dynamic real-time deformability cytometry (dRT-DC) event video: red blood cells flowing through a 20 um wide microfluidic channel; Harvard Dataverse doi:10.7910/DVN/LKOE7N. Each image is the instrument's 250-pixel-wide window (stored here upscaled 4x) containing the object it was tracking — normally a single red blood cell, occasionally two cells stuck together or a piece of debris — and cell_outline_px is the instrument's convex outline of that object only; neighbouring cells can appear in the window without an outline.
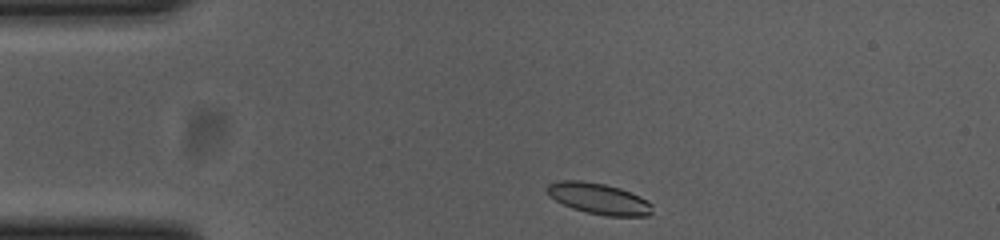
{"species": "common noctule bat (a hibernating species)", "species_latin": "Nyctalus noctula", "temperature_condition": "cold", "stored_images_in_passage": 37, "camera_frame_rate_fps": 3000, "um_per_image_px": 0.085, "animal": {"sex": "female", "body_mass_g": 23.0, "forearm_length_mm": 53.4}, "frame": {"image": 1, "passage_image": 1, "time_ms": 0.0, "image_size_px": [1000, 240], "cell_outline_px": [[652, 212], [648, 216], [608, 216], [588, 212], [572, 208], [556, 200], [548, 192], [548, 184], [560, 180], [580, 180], [604, 184], [620, 188], [640, 196], [648, 200], [652, 204]], "centroid_in_image_um": [50.95, 16.88], "position_along_channel_um": 34.0, "area_um2": 18.84}}
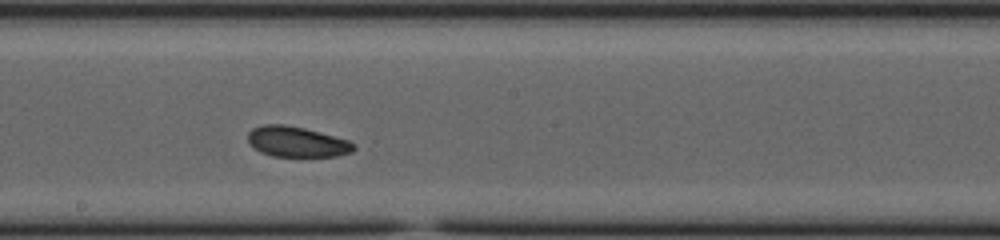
{"frame": {"image": 2, "passage_image": 20, "time_ms": 6.333, "image_size_px": [1000, 240], "cell_outline_px": [[356, 148], [352, 152], [336, 156], [272, 156], [260, 152], [248, 140], [248, 132], [252, 128], [264, 124], [284, 124], [304, 128], [320, 132], [348, 140], [356, 144]], "centroid_in_image_um": [25.25, 12.04], "position_along_channel_um": 223.0, "area_um2": 18.73}}
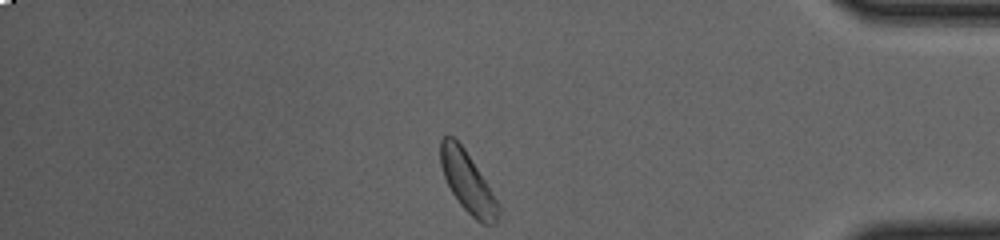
{"frame": {"image": 3, "passage_image": 37, "time_ms": 12.0, "image_size_px": [1000, 240], "cell_outline_px": [[500, 208], [496, 220], [492, 224], [484, 224], [476, 220], [460, 204], [452, 192], [444, 176], [440, 164], [440, 140], [444, 136], [452, 136], [464, 148], [484, 180], [496, 200]], "centroid_in_image_um": [39.71, 15.47], "position_along_channel_um": 395.5, "area_um2": 19.65}, "authors_computed_cell_mechanics": {"area_um2": 19.2474, "velocity_mm_per_s": 3.6389, "shape_relaxation_time_tau1_ms": null, "shape_relaxation_time_tau2_ms": 3.4318, "deformation_change_tau1": null, "deformation_change_tau2": 0.086}}